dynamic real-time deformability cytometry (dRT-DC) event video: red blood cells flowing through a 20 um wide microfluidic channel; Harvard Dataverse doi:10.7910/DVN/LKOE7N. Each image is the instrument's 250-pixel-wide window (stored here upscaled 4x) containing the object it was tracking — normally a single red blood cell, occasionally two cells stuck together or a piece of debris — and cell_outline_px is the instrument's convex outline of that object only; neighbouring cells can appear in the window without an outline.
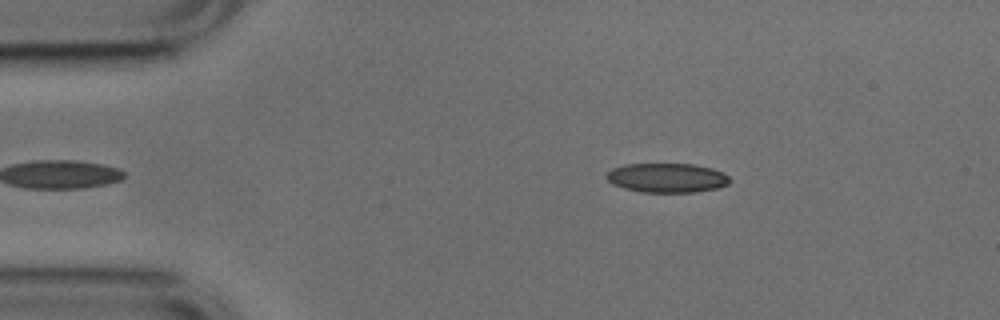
{"species": "common noctule bat (a hibernating species)", "species_latin": "Nyctalus noctula", "temperature_condition": "cold", "stored_images_in_passage": 38, "camera_frame_rate_fps": 3000, "um_per_image_px": 0.085, "animal": {"sex": "male", "body_mass_g": 17.9, "forearm_length_mm": 54.2}, "frame": {"image": 1, "passage_image": 2, "time_ms": 0.333, "image_size_px": [1000, 320], "cell_outline_px": [[732, 180], [728, 184], [716, 188], [696, 192], [640, 192], [624, 188], [612, 184], [604, 176], [612, 168], [624, 164], [692, 164], [712, 168], [724, 172]], "centroid_in_image_um": [56.69, 15.11], "position_along_channel_um": 28.3, "area_um2": 21.21}}
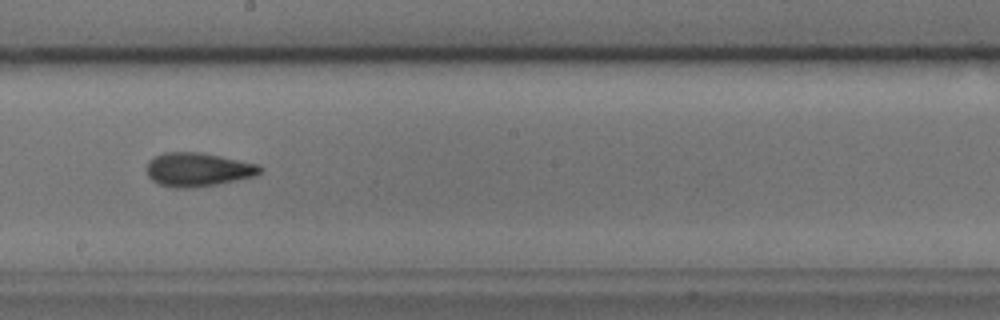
{"frame": {"image": 2, "passage_image": 22, "time_ms": 7.0, "image_size_px": [1000, 320], "cell_outline_px": [[260, 172], [256, 176], [216, 184], [188, 188], [172, 188], [160, 184], [152, 180], [148, 176], [144, 168], [148, 160], [164, 152], [200, 152], [220, 156], [256, 164], [260, 168]], "centroid_in_image_um": [16.74, 14.41], "position_along_channel_um": 231.5, "area_um2": 22.2}}
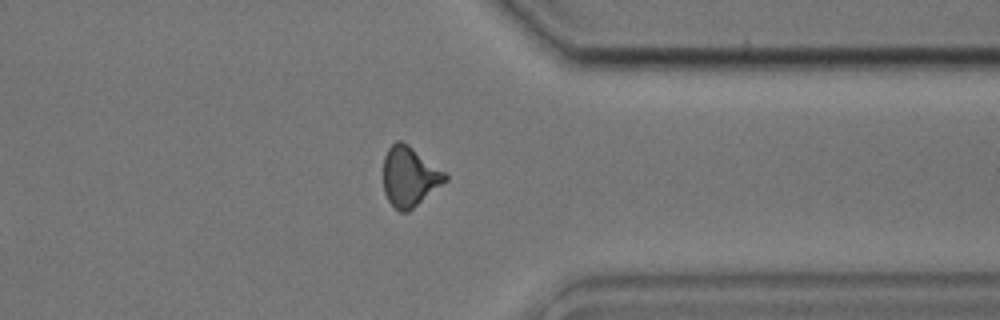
{"frame": {"image": 3, "passage_image": 34, "time_ms": 11.0, "image_size_px": [1000, 320], "cell_outline_px": [[448, 180], [408, 212], [400, 212], [388, 200], [384, 192], [384, 156], [388, 148], [396, 140], [400, 140], [408, 144], [444, 172], [448, 176]], "centroid_in_image_um": [34.8, 15.01], "position_along_channel_um": 376.6, "area_um2": 21.33}, "authors_computed_cell_mechanics": {"area_um2": 21.5594, "velocity_mm_per_s": 3.7845, "shape_relaxation_time_tau1_ms": 5.3782, "shape_relaxation_time_tau2_ms": 2.243, "deformation_change_tau1": 0.1396, "deformation_change_tau2": 0.0854}}